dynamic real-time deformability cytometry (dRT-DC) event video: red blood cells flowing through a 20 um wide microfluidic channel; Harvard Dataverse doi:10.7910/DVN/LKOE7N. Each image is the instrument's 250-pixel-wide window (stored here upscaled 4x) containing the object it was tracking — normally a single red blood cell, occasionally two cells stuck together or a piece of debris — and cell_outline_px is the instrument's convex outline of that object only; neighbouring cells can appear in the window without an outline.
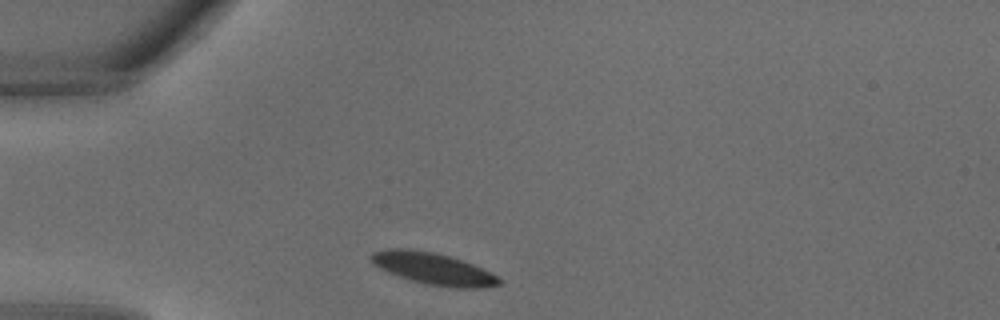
{"species": "common noctule bat (a hibernating species)", "species_latin": "Nyctalus noctula", "temperature_condition": "warm", "stored_images_in_passage": 25, "camera_frame_rate_fps": 3000, "um_per_image_px": 0.085, "animal": {"sex": "male", "body_mass_g": 18.8}, "frame": {"image": 1, "passage_image": 1, "time_ms": 0.0, "image_size_px": [1000, 320], "cell_outline_px": [[500, 284], [484, 288], [448, 288], [428, 284], [412, 280], [388, 272], [372, 264], [368, 256], [372, 252], [388, 248], [400, 248], [432, 252], [448, 256], [472, 264], [496, 276], [500, 280]], "centroid_in_image_um": [36.77, 22.84], "position_along_channel_um": 48.2, "area_um2": 23.41}}
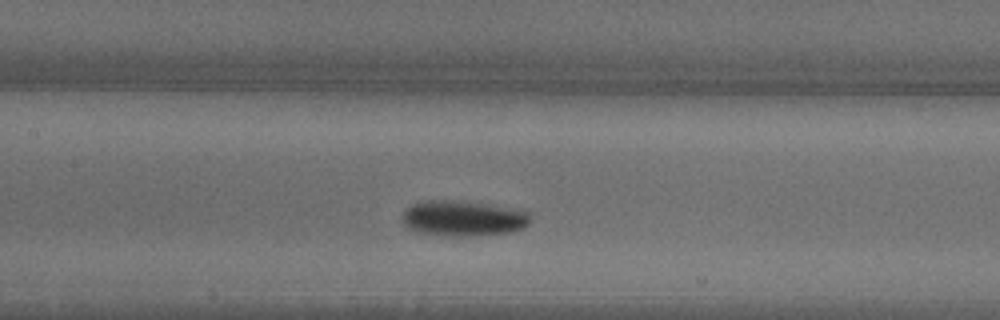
{"frame": {"image": 2, "passage_image": 8, "time_ms": 2.333, "image_size_px": [1000, 320], "cell_outline_px": [[532, 220], [524, 228], [512, 232], [472, 236], [452, 236], [416, 232], [408, 228], [404, 224], [404, 208], [420, 200], [468, 200], [492, 204], [528, 212]], "centroid_in_image_um": [39.38, 18.54], "position_along_channel_um": 168.0, "area_um2": 26.99}}
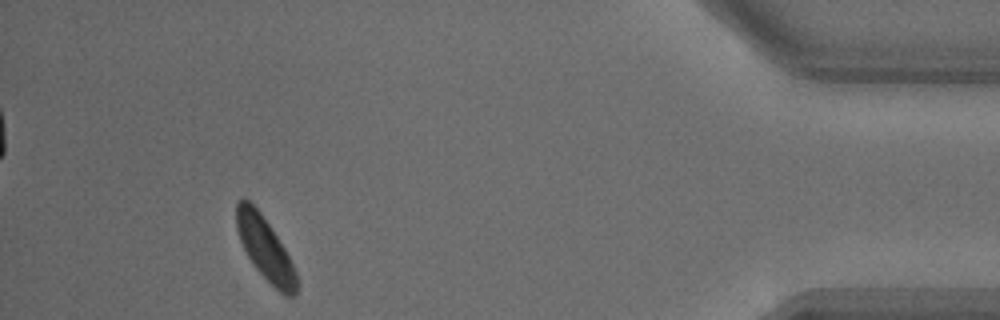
{"frame": {"image": 3, "passage_image": 23, "time_ms": 7.333, "image_size_px": [1000, 320], "cell_outline_px": [[296, 296], [284, 296], [256, 268], [248, 256], [240, 240], [236, 228], [236, 204], [244, 196], [260, 212], [284, 248], [296, 272]], "centroid_in_image_um": [22.51, 21.11], "position_along_channel_um": 412.7, "area_um2": 21.39}}